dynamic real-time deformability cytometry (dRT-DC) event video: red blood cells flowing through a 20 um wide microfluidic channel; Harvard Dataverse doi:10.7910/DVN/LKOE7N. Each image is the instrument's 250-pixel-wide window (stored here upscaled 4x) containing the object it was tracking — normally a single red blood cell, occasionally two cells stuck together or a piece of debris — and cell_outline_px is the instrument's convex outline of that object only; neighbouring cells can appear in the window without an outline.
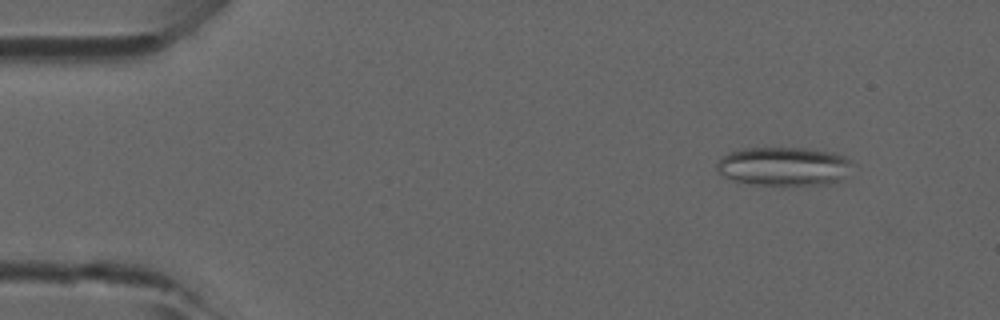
{"species": "common noctule bat (a hibernating species)", "species_latin": "Nyctalus noctula", "temperature_condition": "room temperature", "stored_images_in_passage": 4, "camera_frame_rate_fps": 3000, "um_per_image_px": 0.085, "animal": {"sex": "male", "forearm_length_mm": 52.5}, "frame": {"image": 1, "passage_image": 2, "time_ms": 0.333, "image_size_px": [1000, 320], "cell_outline_px": [[856, 164], [844, 180], [828, 184], [784, 188], [748, 184], [732, 180], [724, 176], [716, 168], [716, 164], [728, 152], [744, 148], [808, 148], [836, 152], [852, 160]], "centroid_in_image_um": [66.73, 14.18], "position_along_channel_um": 18.3, "area_um2": 32.19}}